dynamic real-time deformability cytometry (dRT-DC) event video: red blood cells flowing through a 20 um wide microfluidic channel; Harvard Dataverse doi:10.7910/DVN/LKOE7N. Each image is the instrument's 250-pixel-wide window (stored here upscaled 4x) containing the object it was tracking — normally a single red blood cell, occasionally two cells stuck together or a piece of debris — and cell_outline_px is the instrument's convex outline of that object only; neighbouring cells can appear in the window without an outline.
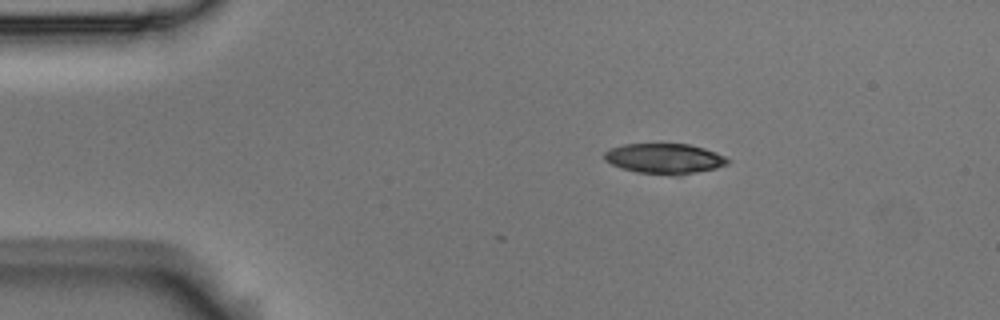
{"species": "Egyptian fruit bat (a non-hibernating species)", "species_latin": "Rousettus aegyptiacus", "temperature_condition": "room temperature", "stored_images_in_passage": 3, "camera_frame_rate_fps": 3000, "um_per_image_px": 0.085, "animal": {"sex": "male"}, "frame": {"image": 1, "passage_image": 1, "time_ms": 0.0, "image_size_px": [1000, 320], "cell_outline_px": [[732, 160], [728, 164], [716, 168], [676, 176], [636, 172], [612, 164], [604, 160], [604, 152], [608, 148], [624, 144], [688, 144], [704, 148], [716, 152]], "centroid_in_image_um": [56.49, 13.48], "position_along_channel_um": 28.5, "area_um2": 21.85}}
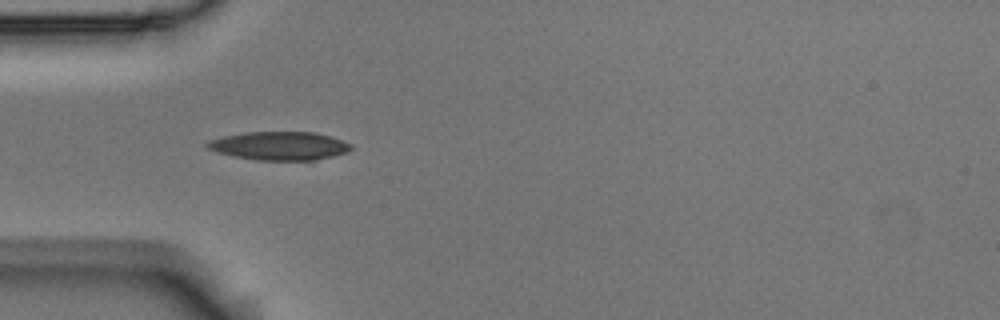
{"frame": {"image": 2, "passage_image": 3, "time_ms": 0.667, "image_size_px": [1000, 320], "cell_outline_px": [[352, 148], [348, 152], [316, 160], [256, 160], [232, 156], [216, 152], [208, 148], [204, 144], [208, 140], [224, 136], [244, 132], [316, 132], [352, 144]], "centroid_in_image_um": [23.72, 12.4], "position_along_channel_um": 61.3, "area_um2": 23.87}}